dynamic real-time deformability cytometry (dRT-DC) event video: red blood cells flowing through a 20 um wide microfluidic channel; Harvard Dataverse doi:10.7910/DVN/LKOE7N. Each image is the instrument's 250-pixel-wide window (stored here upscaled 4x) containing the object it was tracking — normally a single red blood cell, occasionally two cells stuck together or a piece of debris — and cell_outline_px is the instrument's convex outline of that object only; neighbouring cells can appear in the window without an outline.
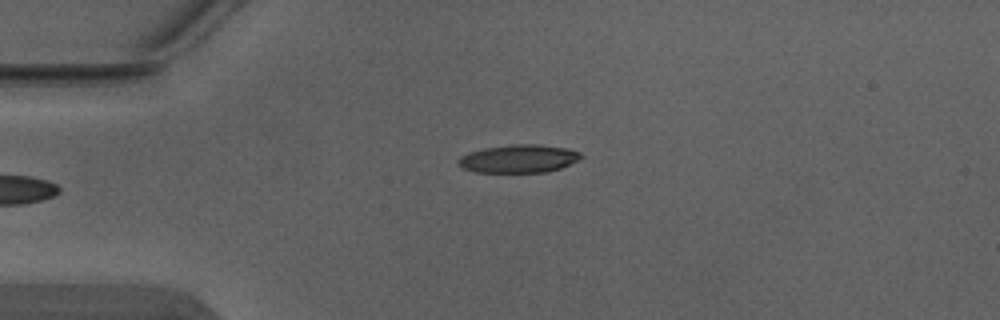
{"species": "Egyptian fruit bat (a non-hibernating species)", "species_latin": "Rousettus aegyptiacus", "temperature_condition": "warm", "stored_images_in_passage": 4, "camera_frame_rate_fps": 3000, "um_per_image_px": 0.085, "animal": {"sex": "male"}, "frame": {"image": 1, "passage_image": 4, "time_ms": 1.0, "image_size_px": [1000, 320], "cell_outline_px": [[584, 156], [580, 160], [560, 168], [544, 172], [476, 172], [464, 168], [456, 164], [456, 160], [460, 156], [468, 152], [484, 148], [512, 144], [536, 144], [568, 148], [580, 152]], "centroid_in_image_um": [44.09, 13.48], "position_along_channel_um": 40.9, "area_um2": 20.23}}